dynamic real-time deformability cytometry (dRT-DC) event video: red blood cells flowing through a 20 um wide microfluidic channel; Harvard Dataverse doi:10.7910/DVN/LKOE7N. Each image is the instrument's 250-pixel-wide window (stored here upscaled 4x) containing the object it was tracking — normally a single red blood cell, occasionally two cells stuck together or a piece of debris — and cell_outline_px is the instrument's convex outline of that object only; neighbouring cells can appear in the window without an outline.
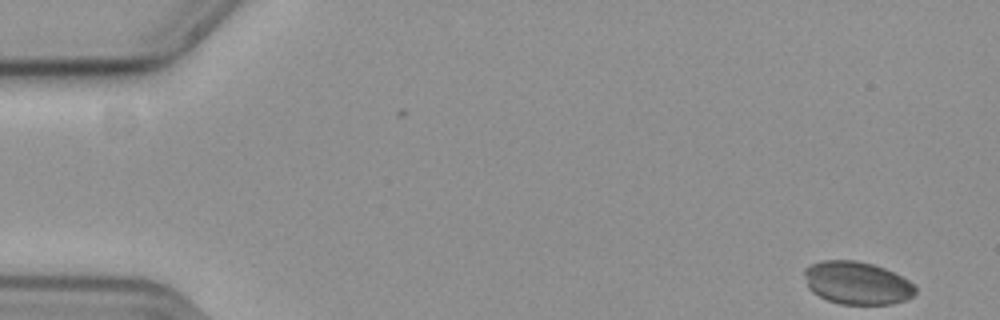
{"species": "common noctule bat (a hibernating species)", "species_latin": "Nyctalus noctula", "temperature_condition": "cold", "stored_images_in_passage": 49, "camera_frame_rate_fps": 3000, "um_per_image_px": 0.085, "animal": {"sex": "female", "body_mass_g": 19.3, "forearm_length_mm": 54.1}, "frame": {"image": 1, "passage_image": 1, "time_ms": 0.0, "image_size_px": [1000, 320], "cell_outline_px": [[916, 292], [908, 300], [892, 304], [840, 304], [828, 300], [812, 292], [808, 288], [804, 272], [804, 268], [820, 260], [856, 260], [872, 264], [884, 268], [916, 284]], "centroid_in_image_um": [72.86, 24.05], "position_along_channel_um": 12.1, "area_um2": 27.8}}
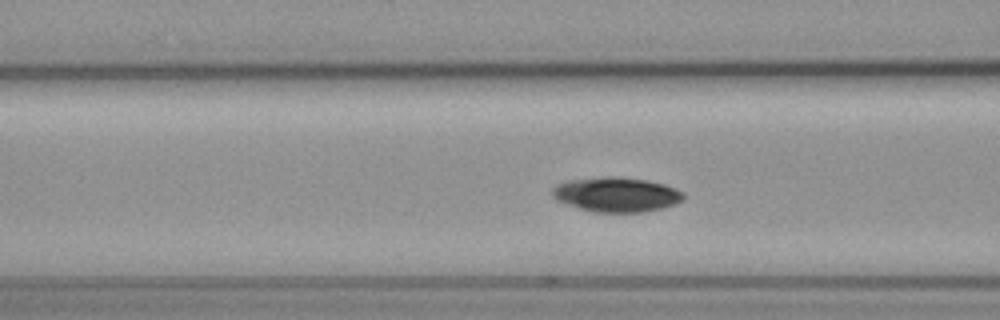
{"frame": {"image": 2, "passage_image": 21, "time_ms": 6.667, "image_size_px": [1000, 320], "cell_outline_px": [[684, 200], [676, 204], [664, 208], [644, 212], [592, 212], [556, 200], [552, 196], [552, 188], [556, 184], [568, 180], [608, 176], [616, 176], [648, 180], [664, 184], [676, 188], [684, 192]], "centroid_in_image_um": [52.42, 16.53], "position_along_channel_um": 114.2, "area_um2": 26.76}}
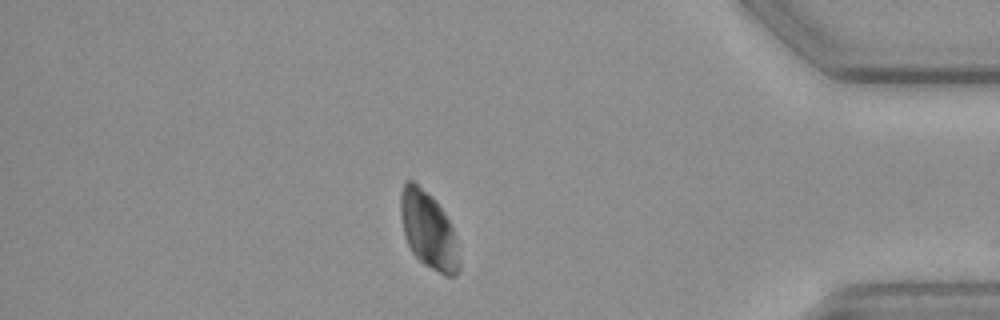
{"frame": {"image": 3, "passage_image": 48, "time_ms": 15.667, "image_size_px": [1000, 320], "cell_outline_px": [[460, 268], [456, 276], [444, 276], [424, 264], [412, 252], [404, 236], [400, 212], [400, 196], [404, 180], [412, 180], [432, 196], [436, 200], [444, 212], [456, 236], [460, 260]], "centroid_in_image_um": [36.42, 19.58], "position_along_channel_um": 398.8, "area_um2": 26.53}}